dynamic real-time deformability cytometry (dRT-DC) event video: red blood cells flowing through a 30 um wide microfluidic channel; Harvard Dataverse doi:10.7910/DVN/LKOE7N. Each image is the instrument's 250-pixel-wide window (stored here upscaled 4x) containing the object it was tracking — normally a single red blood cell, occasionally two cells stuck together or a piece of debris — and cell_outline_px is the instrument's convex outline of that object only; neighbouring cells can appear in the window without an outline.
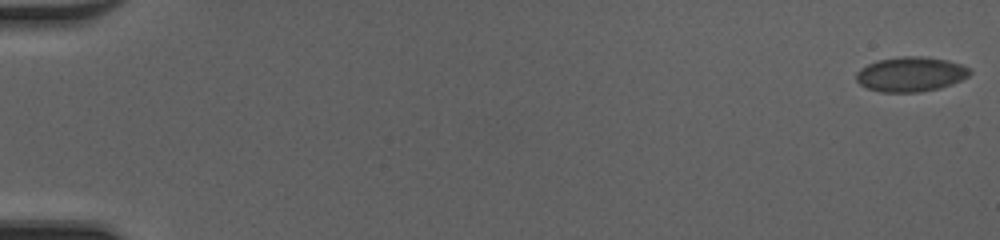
{"species": "common noctule bat (a hibernating species)", "species_latin": "Nyctalus noctula", "temperature_condition": "cold", "stored_images_in_passage": 54, "camera_frame_rate_fps": 3000, "um_per_image_px": 0.085, "animal": {"sex": "female", "body_mass_g": 20.0, "forearm_length_mm": 54.0}, "frame": {"image": 1, "passage_image": 1, "time_ms": 0.0, "image_size_px": [1000, 240], "cell_outline_px": [[972, 72], [968, 76], [952, 84], [940, 88], [920, 92], [880, 92], [868, 88], [860, 84], [856, 80], [856, 72], [860, 68], [876, 60], [900, 56], [924, 56], [948, 60], [960, 64], [968, 68]], "centroid_in_image_um": [77.39, 6.3], "position_along_channel_um": 7.6, "area_um2": 23.12}}
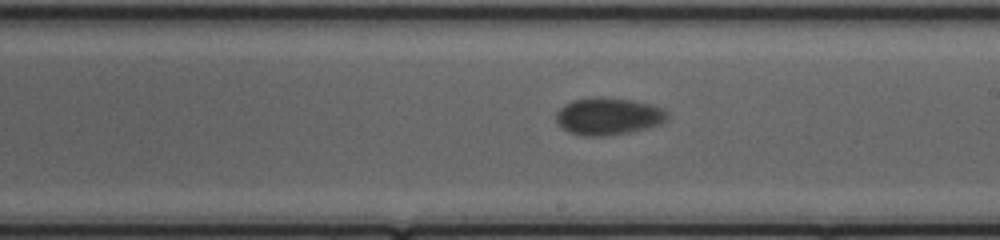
{"frame": {"image": 2, "passage_image": 33, "time_ms": 10.667, "image_size_px": [1000, 240], "cell_outline_px": [[668, 116], [664, 120], [656, 124], [644, 128], [628, 132], [604, 136], [580, 136], [568, 132], [556, 120], [556, 112], [564, 104], [572, 100], [632, 100], [648, 104], [660, 108], [668, 112]], "centroid_in_image_um": [51.65, 9.93], "position_along_channel_um": 237.3, "area_um2": 22.95}}
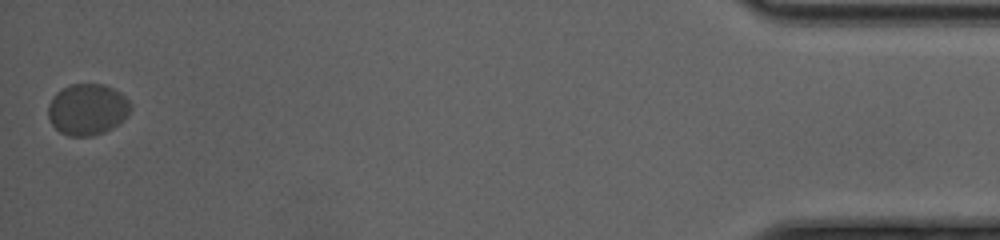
{"frame": {"image": 3, "passage_image": 54, "time_ms": 17.667, "image_size_px": [1000, 240], "cell_outline_px": [[132, 108], [124, 120], [112, 128], [104, 132], [92, 136], [68, 136], [60, 132], [52, 124], [48, 116], [48, 104], [56, 92], [72, 84], [104, 84], [120, 92], [132, 104]], "centroid_in_image_um": [7.44, 9.3], "position_along_channel_um": 427.8, "area_um2": 24.74}, "authors_computed_cell_mechanics": {"area_um2": 23.0333, "velocity_mm_per_s": 3.9372, "shape_relaxation_time_tau1_ms": 0.927, "shape_relaxation_time_tau2_ms": null, "deformation_change_tau1": 0.037, "deformation_change_tau2": null}}